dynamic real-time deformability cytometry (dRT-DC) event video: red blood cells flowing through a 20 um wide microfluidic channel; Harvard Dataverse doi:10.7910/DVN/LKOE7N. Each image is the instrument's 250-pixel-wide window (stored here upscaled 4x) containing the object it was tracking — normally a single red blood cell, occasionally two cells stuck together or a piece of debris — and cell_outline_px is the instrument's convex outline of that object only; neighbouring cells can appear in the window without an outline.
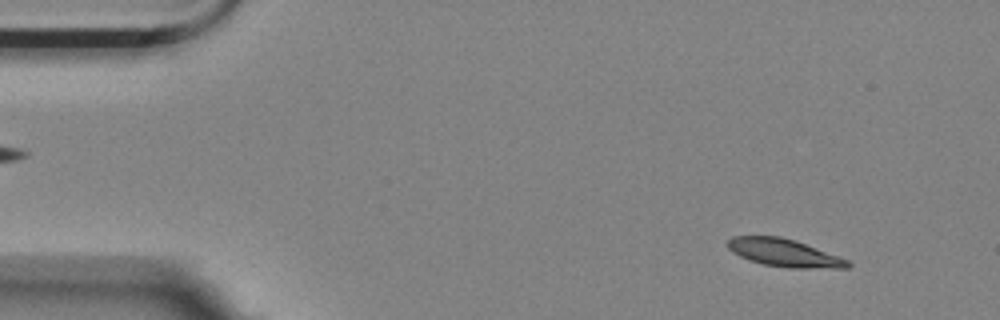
{"species": "Egyptian fruit bat (a non-hibernating species)", "species_latin": "Rousettus aegyptiacus", "temperature_condition": "room temperature", "stored_images_in_passage": 15, "camera_frame_rate_fps": 3000, "um_per_image_px": 0.085, "animal": {"sex": "female"}, "frame": {"image": 1, "passage_image": 5, "time_ms": 1.333, "image_size_px": [1000, 320], "cell_outline_px": [[852, 264], [848, 268], [788, 268], [764, 264], [748, 260], [732, 252], [728, 248], [728, 240], [732, 236], [780, 236], [804, 244], [848, 260]], "centroid_in_image_um": [66.62, 21.5], "position_along_channel_um": 18.4, "area_um2": 19.07}}